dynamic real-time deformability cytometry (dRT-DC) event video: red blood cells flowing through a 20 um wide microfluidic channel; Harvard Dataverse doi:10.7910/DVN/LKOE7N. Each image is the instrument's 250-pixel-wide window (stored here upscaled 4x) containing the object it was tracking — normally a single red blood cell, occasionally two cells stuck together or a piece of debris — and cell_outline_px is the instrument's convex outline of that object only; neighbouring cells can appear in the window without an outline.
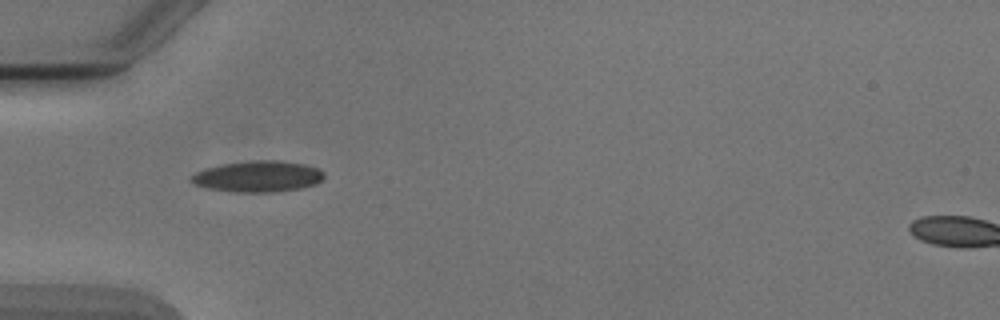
{"species": "Egyptian fruit bat (a non-hibernating species)", "species_latin": "Rousettus aegyptiacus", "temperature_condition": "cold", "stored_images_in_passage": 5, "camera_frame_rate_fps": 3000, "um_per_image_px": 0.085, "animal": {"sex": "male"}, "frame": {"image": 1, "passage_image": 4, "time_ms": 3.667, "image_size_px": [1000, 320], "cell_outline_px": [[324, 176], [316, 184], [300, 188], [272, 192], [236, 192], [208, 188], [196, 184], [192, 180], [192, 176], [196, 172], [204, 168], [220, 164], [252, 160], [280, 160], [304, 164], [316, 168], [324, 172]], "centroid_in_image_um": [21.93, 14.98], "position_along_channel_um": 63.1, "area_um2": 23.93}}
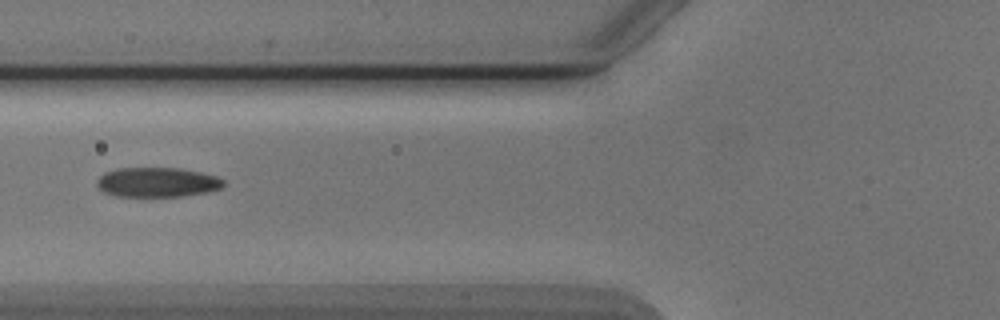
{"frame": {"image": 2, "passage_image": 5, "time_ms": 5.0, "image_size_px": [1000, 320], "cell_outline_px": [[224, 188], [208, 192], [180, 196], [116, 196], [104, 192], [96, 184], [96, 180], [104, 172], [120, 168], [180, 168], [200, 172], [216, 176], [224, 180]], "centroid_in_image_um": [13.38, 15.49], "position_along_channel_um": 112.4, "area_um2": 21.91}}